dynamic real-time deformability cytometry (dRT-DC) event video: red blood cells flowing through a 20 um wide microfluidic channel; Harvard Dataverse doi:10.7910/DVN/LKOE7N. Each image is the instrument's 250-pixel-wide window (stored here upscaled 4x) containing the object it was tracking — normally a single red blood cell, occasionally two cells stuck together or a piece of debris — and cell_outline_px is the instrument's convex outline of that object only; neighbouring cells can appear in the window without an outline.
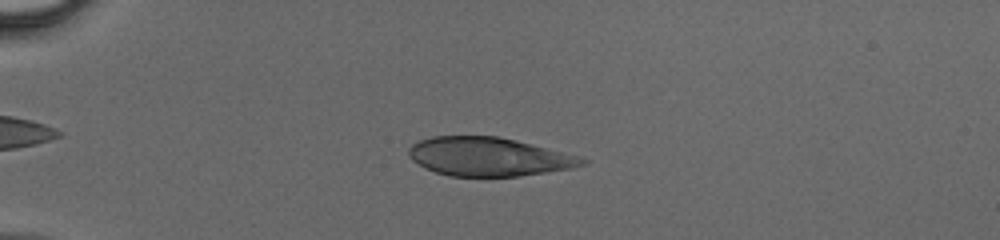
{"species": "human", "species_latin": "Homo sapiens", "temperature_condition": "cold", "stored_images_in_passage": 46, "camera_frame_rate_fps": 3000, "um_per_image_px": 0.085, "donor": {"sex": "male"}, "frame": {"image": 1, "passage_image": 13, "time_ms": 4.0, "image_size_px": [1000, 240], "cell_outline_px": [[588, 164], [572, 168], [520, 176], [448, 176], [424, 168], [412, 160], [408, 156], [408, 148], [412, 144], [420, 140], [432, 136], [496, 136], [580, 156], [588, 160]], "centroid_in_image_um": [41.51, 13.33], "position_along_channel_um": 43.5, "area_um2": 38.96}}
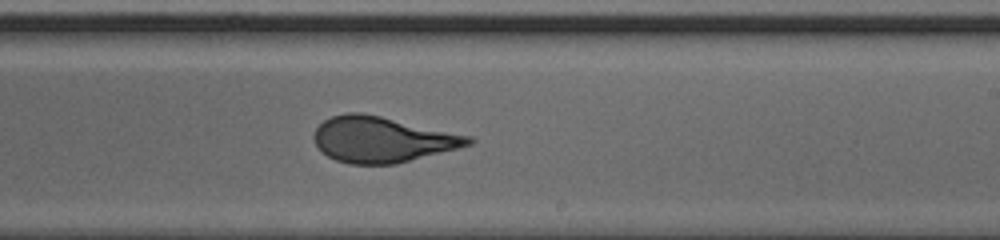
{"frame": {"image": 2, "passage_image": 30, "time_ms": 9.667, "image_size_px": [1000, 240], "cell_outline_px": [[476, 140], [472, 144], [396, 164], [348, 164], [336, 160], [328, 156], [316, 144], [312, 136], [316, 128], [324, 120], [332, 116], [344, 112], [360, 112], [380, 116], [472, 136]], "centroid_in_image_um": [32.48, 11.85], "position_along_channel_um": 256.5, "area_um2": 40.92}}
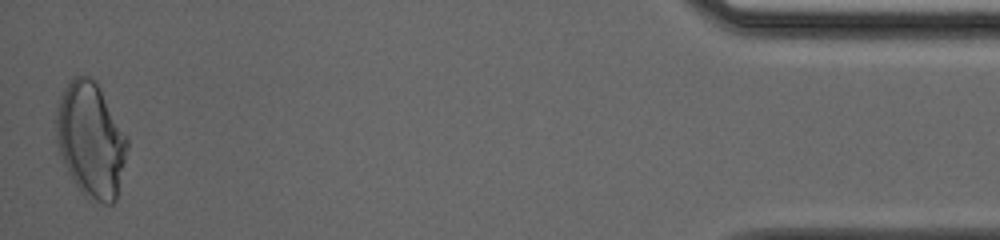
{"frame": {"image": 3, "passage_image": 46, "time_ms": 15.0, "image_size_px": [1000, 240], "cell_outline_px": [[128, 148], [116, 200], [112, 204], [104, 204], [84, 196], [80, 192], [72, 180], [68, 172], [60, 152], [56, 140], [56, 108], [60, 96], [68, 80], [72, 76], [88, 76], [96, 80], [128, 140]], "centroid_in_image_um": [7.7, 11.88], "position_along_channel_um": 427.5, "area_um2": 47.63}}